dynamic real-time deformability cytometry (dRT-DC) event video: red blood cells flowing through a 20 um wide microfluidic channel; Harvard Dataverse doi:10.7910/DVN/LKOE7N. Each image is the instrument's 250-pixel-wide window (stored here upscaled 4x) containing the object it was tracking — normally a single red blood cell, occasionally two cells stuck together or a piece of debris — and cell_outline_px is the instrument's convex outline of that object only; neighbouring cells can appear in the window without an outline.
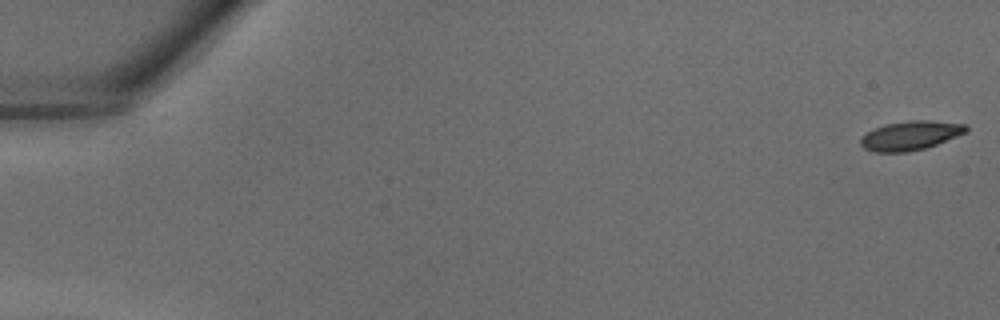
{"species": "common noctule bat (a hibernating species)", "species_latin": "Nyctalus noctula", "temperature_condition": "warm", "stored_images_in_passage": 40, "camera_frame_rate_fps": 3000, "um_per_image_px": 0.085, "animal": {"sex": "male", "body_mass_g": 18.8}, "frame": {"image": 1, "passage_image": 1, "time_ms": 0.0, "image_size_px": [1000, 320], "cell_outline_px": [[968, 132], [936, 144], [924, 148], [908, 152], [872, 152], [864, 148], [860, 144], [860, 140], [868, 132], [884, 124], [912, 120], [928, 120], [968, 124]], "centroid_in_image_um": [77.41, 11.52], "position_along_channel_um": 7.6, "area_um2": 17.86}}
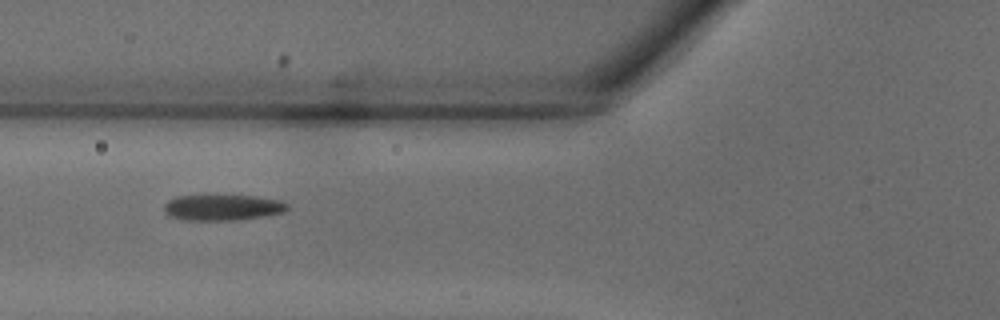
{"frame": {"image": 2, "passage_image": 16, "time_ms": 5.0, "image_size_px": [1000, 320], "cell_outline_px": [[288, 208], [284, 212], [264, 216], [236, 220], [184, 220], [168, 216], [164, 212], [164, 204], [168, 200], [176, 196], [256, 196], [280, 200], [288, 204]], "centroid_in_image_um": [18.9, 17.64], "position_along_channel_um": 106.9, "area_um2": 18.55}}
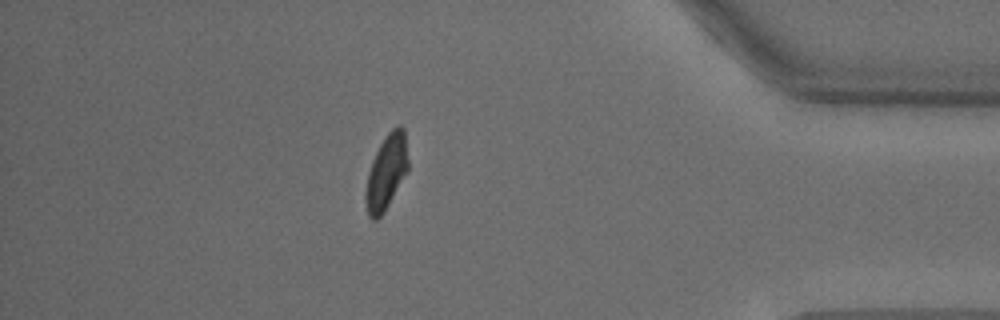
{"frame": {"image": 3, "passage_image": 35, "time_ms": 11.333, "image_size_px": [1000, 320], "cell_outline_px": [[408, 168], [384, 212], [376, 220], [372, 220], [368, 216], [364, 200], [364, 192], [368, 172], [372, 160], [380, 144], [388, 132], [396, 124], [400, 124], [404, 128], [408, 160]], "centroid_in_image_um": [32.81, 14.62], "position_along_channel_um": 402.4, "area_um2": 18.5}}